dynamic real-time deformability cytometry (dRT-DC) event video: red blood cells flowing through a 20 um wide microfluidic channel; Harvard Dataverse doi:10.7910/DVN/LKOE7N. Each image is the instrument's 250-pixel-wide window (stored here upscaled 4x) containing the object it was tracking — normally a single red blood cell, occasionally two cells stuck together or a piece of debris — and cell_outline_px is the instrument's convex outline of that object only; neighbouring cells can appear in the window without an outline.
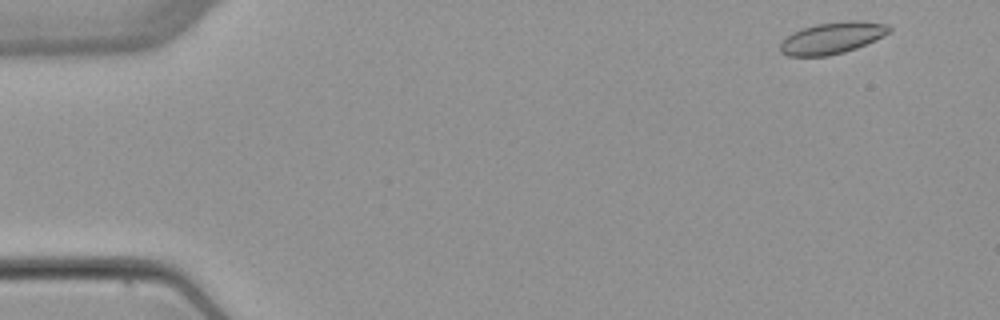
{"species": "common noctule bat (a hibernating species)", "species_latin": "Nyctalus noctula", "temperature_condition": "warm", "stored_images_in_passage": 5, "segment_of_instrument_passage": [1, 2], "camera_frame_rate_fps": 3000, "um_per_image_px": 0.085, "animal": {"sex": "female", "body_mass_g": 22.7, "forearm_length_mm": 54.2}, "frame": {"image": 1, "passage_image": 1, "time_ms": 0.0, "image_size_px": [1000, 320], "cell_outline_px": [[892, 32], [884, 36], [856, 48], [844, 52], [828, 56], [788, 56], [780, 52], [780, 44], [792, 32], [800, 28], [816, 24], [848, 20], [864, 20], [888, 24], [892, 28]], "centroid_in_image_um": [70.77, 3.21], "position_along_channel_um": 14.2, "area_um2": 20.35}}
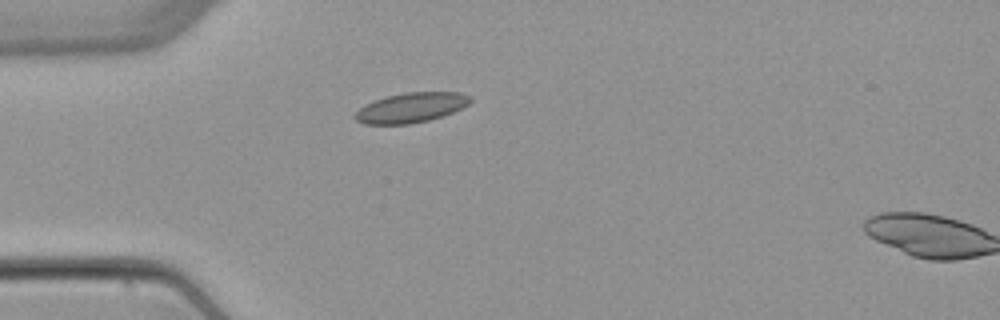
{"frame": {"image": 2, "passage_image": 4, "time_ms": 3.667, "image_size_px": [1000, 320], "cell_outline_px": [[472, 100], [468, 104], [444, 116], [428, 120], [408, 124], [364, 124], [356, 120], [352, 116], [364, 104], [388, 96], [404, 92], [460, 92], [472, 96]], "centroid_in_image_um": [34.94, 9.14], "position_along_channel_um": 50.1, "area_um2": 20.06}}